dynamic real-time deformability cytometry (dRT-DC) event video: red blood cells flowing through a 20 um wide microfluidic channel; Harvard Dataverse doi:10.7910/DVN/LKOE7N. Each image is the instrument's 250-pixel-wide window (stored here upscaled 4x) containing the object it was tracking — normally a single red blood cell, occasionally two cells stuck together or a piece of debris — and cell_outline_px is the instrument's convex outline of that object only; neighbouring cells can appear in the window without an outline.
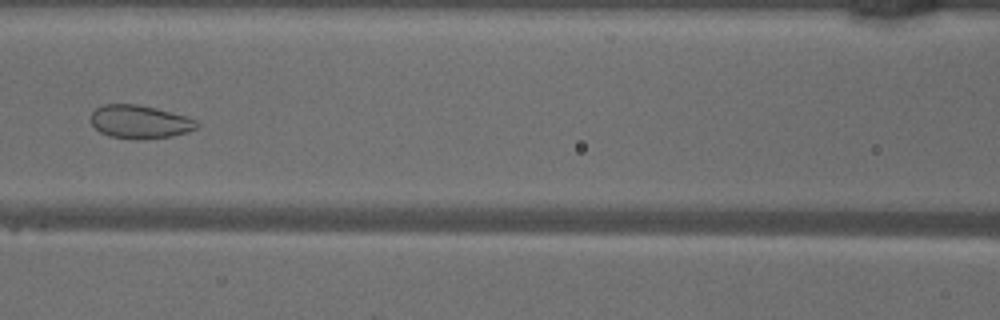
{"species": "common noctule bat (a hibernating species)", "species_latin": "Nyctalus noctula", "temperature_condition": "warm", "stored_images_in_passage": 41, "camera_frame_rate_fps": 3000, "um_per_image_px": 0.085, "animal": {"sex": "male", "body_mass_g": 18.8}, "frame": {"image": 1, "passage_image": 13, "time_ms": 4.0, "image_size_px": [1000, 320], "cell_outline_px": [[200, 128], [188, 132], [172, 136], [144, 140], [108, 136], [100, 132], [92, 124], [92, 112], [100, 104], [136, 104], [156, 108], [184, 116], [196, 120], [200, 124]], "centroid_in_image_um": [11.91, 10.36], "position_along_channel_um": 154.7, "area_um2": 20.69}}
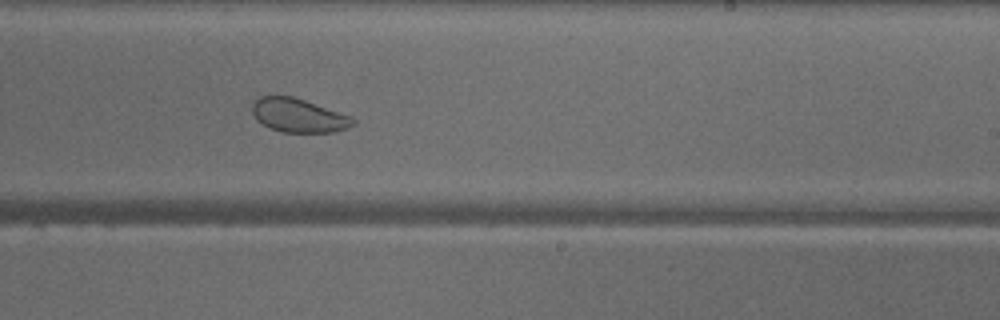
{"frame": {"image": 2, "passage_image": 21, "time_ms": 6.667, "image_size_px": [1000, 320], "cell_outline_px": [[356, 120], [348, 128], [332, 132], [284, 132], [268, 128], [256, 120], [252, 112], [252, 104], [260, 96], [292, 96], [352, 116]], "centroid_in_image_um": [25.35, 9.81], "position_along_channel_um": 263.6, "area_um2": 19.77}}
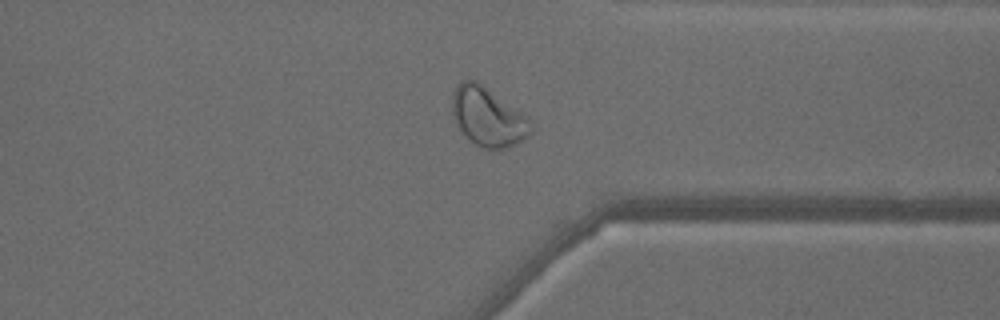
{"frame": {"image": 3, "passage_image": 29, "time_ms": 9.333, "image_size_px": [1000, 320], "cell_outline_px": [[532, 132], [524, 140], [508, 148], [484, 148], [476, 144], [456, 124], [452, 112], [452, 96], [460, 80], [476, 80], [524, 116], [532, 124]], "centroid_in_image_um": [41.46, 9.94], "position_along_channel_um": 369.9, "area_um2": 26.13}, "authors_computed_cell_mechanics": {"area_um2": 26.1256, "velocity_mm_per_s": 4.0974, "shape_relaxation_time_tau1_ms": null, "shape_relaxation_time_tau2_ms": 0.7952, "deformation_change_tau1": null, "deformation_change_tau2": 0.0622}}